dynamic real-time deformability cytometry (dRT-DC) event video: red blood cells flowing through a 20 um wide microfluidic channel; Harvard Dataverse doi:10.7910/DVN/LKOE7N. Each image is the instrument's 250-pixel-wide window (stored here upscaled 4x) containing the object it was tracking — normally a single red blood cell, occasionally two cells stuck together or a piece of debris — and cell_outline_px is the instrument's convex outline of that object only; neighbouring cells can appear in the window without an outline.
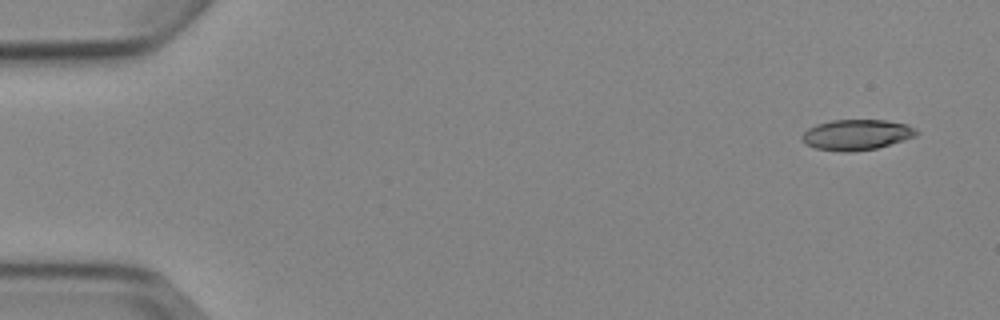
{"species": "Egyptian fruit bat (a non-hibernating species)", "species_latin": "Rousettus aegyptiacus", "temperature_condition": "cold", "stored_images_in_passage": 5, "segment_of_instrument_passage": [2, 2], "camera_frame_rate_fps": 3000, "um_per_image_px": 0.085, "animal": {"sex": "female"}, "frame": {"image": 1, "passage_image": 5, "time_ms": 5.667, "image_size_px": [1000, 320], "cell_outline_px": [[920, 132], [916, 136], [904, 140], [876, 148], [852, 152], [844, 152], [816, 148], [808, 144], [800, 136], [808, 128], [816, 124], [832, 120], [884, 120], [904, 124], [916, 128]], "centroid_in_image_um": [72.83, 11.45], "position_along_channel_um": 12.2, "area_um2": 20.23}}